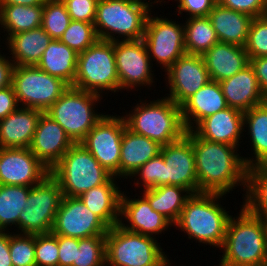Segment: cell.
<instances>
[{"label":"cell","instance_id":"6da1fadb","mask_svg":"<svg viewBox=\"0 0 267 266\" xmlns=\"http://www.w3.org/2000/svg\"><path fill=\"white\" fill-rule=\"evenodd\" d=\"M198 193H230L241 185L246 190L247 170L239 147L211 142L192 131ZM235 187V188H234Z\"/></svg>","mask_w":267,"mask_h":266},{"label":"cell","instance_id":"7a4b0ae2","mask_svg":"<svg viewBox=\"0 0 267 266\" xmlns=\"http://www.w3.org/2000/svg\"><path fill=\"white\" fill-rule=\"evenodd\" d=\"M240 208L229 219L219 266H267V222Z\"/></svg>","mask_w":267,"mask_h":266},{"label":"cell","instance_id":"3957f363","mask_svg":"<svg viewBox=\"0 0 267 266\" xmlns=\"http://www.w3.org/2000/svg\"><path fill=\"white\" fill-rule=\"evenodd\" d=\"M224 194L197 193L186 202L176 223L181 231L188 235V239H195L198 243L221 248L227 231L231 215L218 201Z\"/></svg>","mask_w":267,"mask_h":266},{"label":"cell","instance_id":"277c9868","mask_svg":"<svg viewBox=\"0 0 267 266\" xmlns=\"http://www.w3.org/2000/svg\"><path fill=\"white\" fill-rule=\"evenodd\" d=\"M145 1L99 0L94 21L98 38L111 42L121 40L122 37V40H141L148 14L153 8L152 3L158 5V2L161 4L164 0Z\"/></svg>","mask_w":267,"mask_h":266},{"label":"cell","instance_id":"5b68a950","mask_svg":"<svg viewBox=\"0 0 267 266\" xmlns=\"http://www.w3.org/2000/svg\"><path fill=\"white\" fill-rule=\"evenodd\" d=\"M130 112L123 116L126 127L162 146L173 143L186 134L181 107L170 98L163 96L162 99L157 98L148 103L141 100Z\"/></svg>","mask_w":267,"mask_h":266},{"label":"cell","instance_id":"8992f818","mask_svg":"<svg viewBox=\"0 0 267 266\" xmlns=\"http://www.w3.org/2000/svg\"><path fill=\"white\" fill-rule=\"evenodd\" d=\"M63 196L79 197L86 191L106 183L110 174L81 144L74 143L50 170Z\"/></svg>","mask_w":267,"mask_h":266},{"label":"cell","instance_id":"52a82bcc","mask_svg":"<svg viewBox=\"0 0 267 266\" xmlns=\"http://www.w3.org/2000/svg\"><path fill=\"white\" fill-rule=\"evenodd\" d=\"M100 98L98 94L69 86L45 113L64 129L73 143H81L104 115L95 112Z\"/></svg>","mask_w":267,"mask_h":266},{"label":"cell","instance_id":"ba28073f","mask_svg":"<svg viewBox=\"0 0 267 266\" xmlns=\"http://www.w3.org/2000/svg\"><path fill=\"white\" fill-rule=\"evenodd\" d=\"M73 87L98 94L101 97L106 91L108 93L109 91L119 92L114 41L98 39L85 51L78 53L77 72Z\"/></svg>","mask_w":267,"mask_h":266},{"label":"cell","instance_id":"9c48e42d","mask_svg":"<svg viewBox=\"0 0 267 266\" xmlns=\"http://www.w3.org/2000/svg\"><path fill=\"white\" fill-rule=\"evenodd\" d=\"M106 266H161L167 258L156 238L131 232L119 224L106 234Z\"/></svg>","mask_w":267,"mask_h":266},{"label":"cell","instance_id":"30bf717a","mask_svg":"<svg viewBox=\"0 0 267 266\" xmlns=\"http://www.w3.org/2000/svg\"><path fill=\"white\" fill-rule=\"evenodd\" d=\"M12 86L20 107L43 113L69 88L62 79L51 76L36 65L15 66Z\"/></svg>","mask_w":267,"mask_h":266},{"label":"cell","instance_id":"8fae6325","mask_svg":"<svg viewBox=\"0 0 267 266\" xmlns=\"http://www.w3.org/2000/svg\"><path fill=\"white\" fill-rule=\"evenodd\" d=\"M63 193L58 182L49 174L39 184L30 188L27 207L19 215L21 234L51 233Z\"/></svg>","mask_w":267,"mask_h":266},{"label":"cell","instance_id":"7c38bea8","mask_svg":"<svg viewBox=\"0 0 267 266\" xmlns=\"http://www.w3.org/2000/svg\"><path fill=\"white\" fill-rule=\"evenodd\" d=\"M148 14L142 40L151 63L162 65L165 71L181 56L186 54L184 26L182 23ZM153 16V17H152ZM181 24V25H180Z\"/></svg>","mask_w":267,"mask_h":266},{"label":"cell","instance_id":"4fadbf2b","mask_svg":"<svg viewBox=\"0 0 267 266\" xmlns=\"http://www.w3.org/2000/svg\"><path fill=\"white\" fill-rule=\"evenodd\" d=\"M126 127L123 115L104 113L81 144L110 174L120 178L121 141Z\"/></svg>","mask_w":267,"mask_h":266},{"label":"cell","instance_id":"5bb4252c","mask_svg":"<svg viewBox=\"0 0 267 266\" xmlns=\"http://www.w3.org/2000/svg\"><path fill=\"white\" fill-rule=\"evenodd\" d=\"M114 55L120 91H130L143 85L152 87L150 85L155 82L152 73L153 63L151 64L142 39L114 41Z\"/></svg>","mask_w":267,"mask_h":266},{"label":"cell","instance_id":"9a60e30c","mask_svg":"<svg viewBox=\"0 0 267 266\" xmlns=\"http://www.w3.org/2000/svg\"><path fill=\"white\" fill-rule=\"evenodd\" d=\"M109 227L78 197L63 196L52 233L72 238L106 236Z\"/></svg>","mask_w":267,"mask_h":266},{"label":"cell","instance_id":"2e32d148","mask_svg":"<svg viewBox=\"0 0 267 266\" xmlns=\"http://www.w3.org/2000/svg\"><path fill=\"white\" fill-rule=\"evenodd\" d=\"M165 75L170 90L166 97L178 106L211 80L203 57L187 53L178 58Z\"/></svg>","mask_w":267,"mask_h":266},{"label":"cell","instance_id":"e0dca14e","mask_svg":"<svg viewBox=\"0 0 267 266\" xmlns=\"http://www.w3.org/2000/svg\"><path fill=\"white\" fill-rule=\"evenodd\" d=\"M164 158V185H177L198 193L195 154L192 146V130L179 140L162 146Z\"/></svg>","mask_w":267,"mask_h":266},{"label":"cell","instance_id":"ac0fdd59","mask_svg":"<svg viewBox=\"0 0 267 266\" xmlns=\"http://www.w3.org/2000/svg\"><path fill=\"white\" fill-rule=\"evenodd\" d=\"M50 171L29 148L0 147V184L34 186Z\"/></svg>","mask_w":267,"mask_h":266},{"label":"cell","instance_id":"d6986e66","mask_svg":"<svg viewBox=\"0 0 267 266\" xmlns=\"http://www.w3.org/2000/svg\"><path fill=\"white\" fill-rule=\"evenodd\" d=\"M140 197V198H139ZM124 217V218H123ZM125 219L128 224H125ZM119 225L124 229L155 238V235L167 231L173 224L163 215L151 208L148 200L142 195L136 199L129 198L124 191L120 199Z\"/></svg>","mask_w":267,"mask_h":266},{"label":"cell","instance_id":"ffe728a7","mask_svg":"<svg viewBox=\"0 0 267 266\" xmlns=\"http://www.w3.org/2000/svg\"><path fill=\"white\" fill-rule=\"evenodd\" d=\"M73 144L64 129L42 113L29 149L50 171Z\"/></svg>","mask_w":267,"mask_h":266},{"label":"cell","instance_id":"44dd1931","mask_svg":"<svg viewBox=\"0 0 267 266\" xmlns=\"http://www.w3.org/2000/svg\"><path fill=\"white\" fill-rule=\"evenodd\" d=\"M192 131L205 140L239 147L244 136V112L227 107L202 119Z\"/></svg>","mask_w":267,"mask_h":266},{"label":"cell","instance_id":"7402d4cb","mask_svg":"<svg viewBox=\"0 0 267 266\" xmlns=\"http://www.w3.org/2000/svg\"><path fill=\"white\" fill-rule=\"evenodd\" d=\"M228 107L242 112L267 101L250 63L232 77L219 82Z\"/></svg>","mask_w":267,"mask_h":266},{"label":"cell","instance_id":"603a6c76","mask_svg":"<svg viewBox=\"0 0 267 266\" xmlns=\"http://www.w3.org/2000/svg\"><path fill=\"white\" fill-rule=\"evenodd\" d=\"M180 107L184 126L190 131L202 119L224 110L228 105L219 82L210 80Z\"/></svg>","mask_w":267,"mask_h":266},{"label":"cell","instance_id":"cb8c5ba5","mask_svg":"<svg viewBox=\"0 0 267 266\" xmlns=\"http://www.w3.org/2000/svg\"><path fill=\"white\" fill-rule=\"evenodd\" d=\"M43 112L19 107L0 120L1 148H29Z\"/></svg>","mask_w":267,"mask_h":266},{"label":"cell","instance_id":"d4e9b609","mask_svg":"<svg viewBox=\"0 0 267 266\" xmlns=\"http://www.w3.org/2000/svg\"><path fill=\"white\" fill-rule=\"evenodd\" d=\"M212 81L221 82L249 64L244 47L218 42L202 55Z\"/></svg>","mask_w":267,"mask_h":266},{"label":"cell","instance_id":"484cf974","mask_svg":"<svg viewBox=\"0 0 267 266\" xmlns=\"http://www.w3.org/2000/svg\"><path fill=\"white\" fill-rule=\"evenodd\" d=\"M161 148L158 142L125 127L121 141L120 180L130 178L143 164L158 156Z\"/></svg>","mask_w":267,"mask_h":266},{"label":"cell","instance_id":"4316f807","mask_svg":"<svg viewBox=\"0 0 267 266\" xmlns=\"http://www.w3.org/2000/svg\"><path fill=\"white\" fill-rule=\"evenodd\" d=\"M116 179L117 177L112 176L106 183L94 187L78 197L109 228L119 224L120 221L122 191Z\"/></svg>","mask_w":267,"mask_h":266},{"label":"cell","instance_id":"83f0119b","mask_svg":"<svg viewBox=\"0 0 267 266\" xmlns=\"http://www.w3.org/2000/svg\"><path fill=\"white\" fill-rule=\"evenodd\" d=\"M219 42L244 47L252 17L216 3L208 16Z\"/></svg>","mask_w":267,"mask_h":266},{"label":"cell","instance_id":"f1b7e54d","mask_svg":"<svg viewBox=\"0 0 267 266\" xmlns=\"http://www.w3.org/2000/svg\"><path fill=\"white\" fill-rule=\"evenodd\" d=\"M5 40L15 66H32L40 61L52 38L42 27H38L14 34Z\"/></svg>","mask_w":267,"mask_h":266},{"label":"cell","instance_id":"f546056e","mask_svg":"<svg viewBox=\"0 0 267 266\" xmlns=\"http://www.w3.org/2000/svg\"><path fill=\"white\" fill-rule=\"evenodd\" d=\"M78 53L58 39H52L37 67L73 86L77 72Z\"/></svg>","mask_w":267,"mask_h":266},{"label":"cell","instance_id":"4dcf8cb0","mask_svg":"<svg viewBox=\"0 0 267 266\" xmlns=\"http://www.w3.org/2000/svg\"><path fill=\"white\" fill-rule=\"evenodd\" d=\"M143 192L142 195L148 200L151 208L166 217L173 225L187 200L193 195L188 189L177 185H162Z\"/></svg>","mask_w":267,"mask_h":266},{"label":"cell","instance_id":"1f68e13d","mask_svg":"<svg viewBox=\"0 0 267 266\" xmlns=\"http://www.w3.org/2000/svg\"><path fill=\"white\" fill-rule=\"evenodd\" d=\"M250 135L252 157H243L247 167L267 164V101L244 112V131ZM255 157V158H254Z\"/></svg>","mask_w":267,"mask_h":266},{"label":"cell","instance_id":"d6a6232c","mask_svg":"<svg viewBox=\"0 0 267 266\" xmlns=\"http://www.w3.org/2000/svg\"><path fill=\"white\" fill-rule=\"evenodd\" d=\"M43 5H0V25L7 37L41 27Z\"/></svg>","mask_w":267,"mask_h":266},{"label":"cell","instance_id":"836d02e7","mask_svg":"<svg viewBox=\"0 0 267 266\" xmlns=\"http://www.w3.org/2000/svg\"><path fill=\"white\" fill-rule=\"evenodd\" d=\"M243 206L267 222V164L248 167Z\"/></svg>","mask_w":267,"mask_h":266},{"label":"cell","instance_id":"e575fe53","mask_svg":"<svg viewBox=\"0 0 267 266\" xmlns=\"http://www.w3.org/2000/svg\"><path fill=\"white\" fill-rule=\"evenodd\" d=\"M186 19L183 23L186 53L202 56L219 42L215 29L208 16Z\"/></svg>","mask_w":267,"mask_h":266},{"label":"cell","instance_id":"d590c367","mask_svg":"<svg viewBox=\"0 0 267 266\" xmlns=\"http://www.w3.org/2000/svg\"><path fill=\"white\" fill-rule=\"evenodd\" d=\"M30 188L0 184V231H7L12 225L18 229L19 215L27 207Z\"/></svg>","mask_w":267,"mask_h":266},{"label":"cell","instance_id":"8d00e7d4","mask_svg":"<svg viewBox=\"0 0 267 266\" xmlns=\"http://www.w3.org/2000/svg\"><path fill=\"white\" fill-rule=\"evenodd\" d=\"M71 21L65 4L59 0H46L43 5L41 27L52 39H60Z\"/></svg>","mask_w":267,"mask_h":266},{"label":"cell","instance_id":"74e56055","mask_svg":"<svg viewBox=\"0 0 267 266\" xmlns=\"http://www.w3.org/2000/svg\"><path fill=\"white\" fill-rule=\"evenodd\" d=\"M106 236L78 239L76 260L72 266H106Z\"/></svg>","mask_w":267,"mask_h":266},{"label":"cell","instance_id":"f35d334b","mask_svg":"<svg viewBox=\"0 0 267 266\" xmlns=\"http://www.w3.org/2000/svg\"><path fill=\"white\" fill-rule=\"evenodd\" d=\"M93 23L71 20L60 41L77 53L85 51L98 40Z\"/></svg>","mask_w":267,"mask_h":266},{"label":"cell","instance_id":"ab89813d","mask_svg":"<svg viewBox=\"0 0 267 266\" xmlns=\"http://www.w3.org/2000/svg\"><path fill=\"white\" fill-rule=\"evenodd\" d=\"M9 251L13 266H36L34 234L9 231Z\"/></svg>","mask_w":267,"mask_h":266},{"label":"cell","instance_id":"60d3db41","mask_svg":"<svg viewBox=\"0 0 267 266\" xmlns=\"http://www.w3.org/2000/svg\"><path fill=\"white\" fill-rule=\"evenodd\" d=\"M244 48L249 59L267 56V16L252 19Z\"/></svg>","mask_w":267,"mask_h":266},{"label":"cell","instance_id":"b9f144b4","mask_svg":"<svg viewBox=\"0 0 267 266\" xmlns=\"http://www.w3.org/2000/svg\"><path fill=\"white\" fill-rule=\"evenodd\" d=\"M164 167V158L161 154H159L158 156L150 159L147 163L143 164L132 175L131 178L138 176V180L134 179L133 183L136 184L135 186L137 187H143L141 188L143 190L164 185ZM135 180L137 181L136 183Z\"/></svg>","mask_w":267,"mask_h":266},{"label":"cell","instance_id":"7bdbcfd3","mask_svg":"<svg viewBox=\"0 0 267 266\" xmlns=\"http://www.w3.org/2000/svg\"><path fill=\"white\" fill-rule=\"evenodd\" d=\"M58 235L51 233L35 235L36 266H58Z\"/></svg>","mask_w":267,"mask_h":266},{"label":"cell","instance_id":"ee69618b","mask_svg":"<svg viewBox=\"0 0 267 266\" xmlns=\"http://www.w3.org/2000/svg\"><path fill=\"white\" fill-rule=\"evenodd\" d=\"M99 0H63L71 20L93 23Z\"/></svg>","mask_w":267,"mask_h":266},{"label":"cell","instance_id":"f6af8a7d","mask_svg":"<svg viewBox=\"0 0 267 266\" xmlns=\"http://www.w3.org/2000/svg\"><path fill=\"white\" fill-rule=\"evenodd\" d=\"M217 3L252 18L264 16L266 11V0H217Z\"/></svg>","mask_w":267,"mask_h":266},{"label":"cell","instance_id":"bcb514c9","mask_svg":"<svg viewBox=\"0 0 267 266\" xmlns=\"http://www.w3.org/2000/svg\"><path fill=\"white\" fill-rule=\"evenodd\" d=\"M177 1L178 12L187 13L188 18L209 16L217 0H174Z\"/></svg>","mask_w":267,"mask_h":266},{"label":"cell","instance_id":"7dc6e473","mask_svg":"<svg viewBox=\"0 0 267 266\" xmlns=\"http://www.w3.org/2000/svg\"><path fill=\"white\" fill-rule=\"evenodd\" d=\"M58 248V266H72L74 260H76L78 239L58 235Z\"/></svg>","mask_w":267,"mask_h":266},{"label":"cell","instance_id":"c3c4849f","mask_svg":"<svg viewBox=\"0 0 267 266\" xmlns=\"http://www.w3.org/2000/svg\"><path fill=\"white\" fill-rule=\"evenodd\" d=\"M19 107L12 85L0 90V120L6 118Z\"/></svg>","mask_w":267,"mask_h":266},{"label":"cell","instance_id":"681fc988","mask_svg":"<svg viewBox=\"0 0 267 266\" xmlns=\"http://www.w3.org/2000/svg\"><path fill=\"white\" fill-rule=\"evenodd\" d=\"M249 63L254 69L262 94L267 99V56L250 58Z\"/></svg>","mask_w":267,"mask_h":266},{"label":"cell","instance_id":"f907efd6","mask_svg":"<svg viewBox=\"0 0 267 266\" xmlns=\"http://www.w3.org/2000/svg\"><path fill=\"white\" fill-rule=\"evenodd\" d=\"M14 62L0 52V90L12 85Z\"/></svg>","mask_w":267,"mask_h":266},{"label":"cell","instance_id":"816d5d0a","mask_svg":"<svg viewBox=\"0 0 267 266\" xmlns=\"http://www.w3.org/2000/svg\"><path fill=\"white\" fill-rule=\"evenodd\" d=\"M0 266H13L9 251V231H0Z\"/></svg>","mask_w":267,"mask_h":266},{"label":"cell","instance_id":"f5cc1de1","mask_svg":"<svg viewBox=\"0 0 267 266\" xmlns=\"http://www.w3.org/2000/svg\"><path fill=\"white\" fill-rule=\"evenodd\" d=\"M46 0H0V5H24L35 6L44 5Z\"/></svg>","mask_w":267,"mask_h":266},{"label":"cell","instance_id":"db71d44e","mask_svg":"<svg viewBox=\"0 0 267 266\" xmlns=\"http://www.w3.org/2000/svg\"><path fill=\"white\" fill-rule=\"evenodd\" d=\"M161 266H172L170 260L168 257L163 261Z\"/></svg>","mask_w":267,"mask_h":266},{"label":"cell","instance_id":"11a10c76","mask_svg":"<svg viewBox=\"0 0 267 266\" xmlns=\"http://www.w3.org/2000/svg\"><path fill=\"white\" fill-rule=\"evenodd\" d=\"M265 16H267V0H266V11H265Z\"/></svg>","mask_w":267,"mask_h":266}]
</instances>
